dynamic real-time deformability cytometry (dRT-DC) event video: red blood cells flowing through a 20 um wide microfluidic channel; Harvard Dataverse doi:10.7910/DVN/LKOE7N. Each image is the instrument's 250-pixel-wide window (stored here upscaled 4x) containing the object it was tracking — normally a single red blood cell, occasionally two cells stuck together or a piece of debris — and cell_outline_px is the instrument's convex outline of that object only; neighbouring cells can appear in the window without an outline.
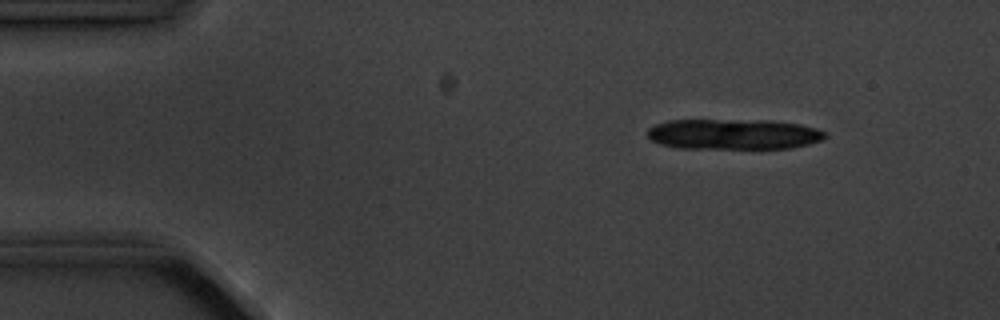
{"species": "common noctule bat (a hibernating species)", "species_latin": "Nyctalus noctula", "temperature_condition": "cold", "stored_images_in_passage": 7, "camera_frame_rate_fps": 3000, "um_per_image_px": 0.085, "animal": {"sex": "male", "body_mass_g": 20.1, "forearm_length_mm": 53.5}, "frame": {"image": 1, "passage_image": 1, "time_ms": 0.0, "image_size_px": [1000, 320], "cell_outline_px": [[828, 136], [824, 140], [792, 148], [680, 148], [660, 144], [652, 140], [648, 136], [648, 128], [656, 124], [668, 120], [772, 120], [800, 124], [816, 128], [828, 132]], "centroid_in_image_um": [62.41, 11.4], "position_along_channel_um": 22.6, "area_um2": 31.79}}
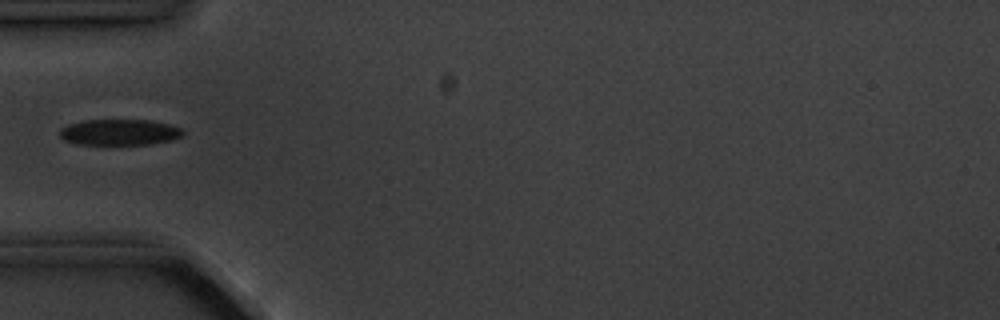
{"frame": {"image": 2, "passage_image": 4, "time_ms": 3.667, "image_size_px": [1000, 320], "cell_outline_px": [[184, 136], [172, 140], [148, 144], [76, 144], [64, 140], [60, 136], [60, 128], [68, 124], [84, 120], [152, 120], [168, 124], [180, 128], [184, 132]], "centroid_in_image_um": [10.16, 11.23], "position_along_channel_um": 74.8, "area_um2": 18.67}}